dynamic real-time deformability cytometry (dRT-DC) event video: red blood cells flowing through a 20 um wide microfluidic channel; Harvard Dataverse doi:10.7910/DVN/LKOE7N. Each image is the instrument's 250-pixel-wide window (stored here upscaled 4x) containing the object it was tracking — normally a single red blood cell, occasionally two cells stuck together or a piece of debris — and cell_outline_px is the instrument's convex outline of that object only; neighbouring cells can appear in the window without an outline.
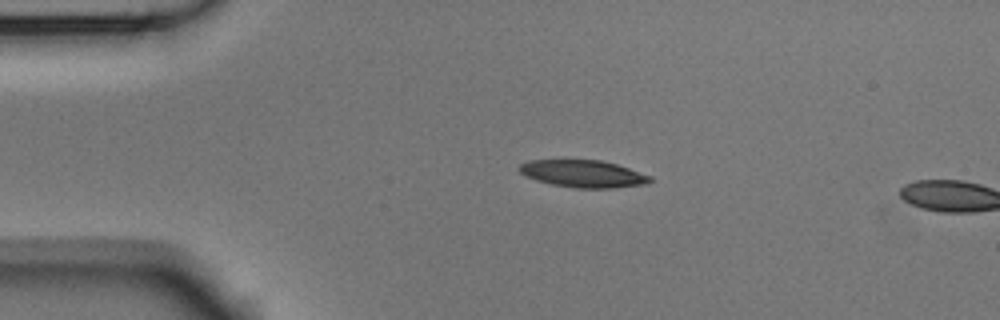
{"species": "Egyptian fruit bat (a non-hibernating species)", "species_latin": "Rousettus aegyptiacus", "temperature_condition": "room temperature", "stored_images_in_passage": 2, "camera_frame_rate_fps": 3000, "um_per_image_px": 0.085, "animal": {"sex": "male"}, "frame": {"image": 1, "passage_image": 1, "time_ms": 0.0, "image_size_px": [1000, 320], "cell_outline_px": [[652, 180], [644, 184], [612, 188], [576, 188], [552, 184], [536, 180], [520, 172], [520, 164], [528, 160], [600, 160], [616, 164], [652, 176]], "centroid_in_image_um": [49.58, 14.76], "position_along_channel_um": 35.4, "area_um2": 20.52}}